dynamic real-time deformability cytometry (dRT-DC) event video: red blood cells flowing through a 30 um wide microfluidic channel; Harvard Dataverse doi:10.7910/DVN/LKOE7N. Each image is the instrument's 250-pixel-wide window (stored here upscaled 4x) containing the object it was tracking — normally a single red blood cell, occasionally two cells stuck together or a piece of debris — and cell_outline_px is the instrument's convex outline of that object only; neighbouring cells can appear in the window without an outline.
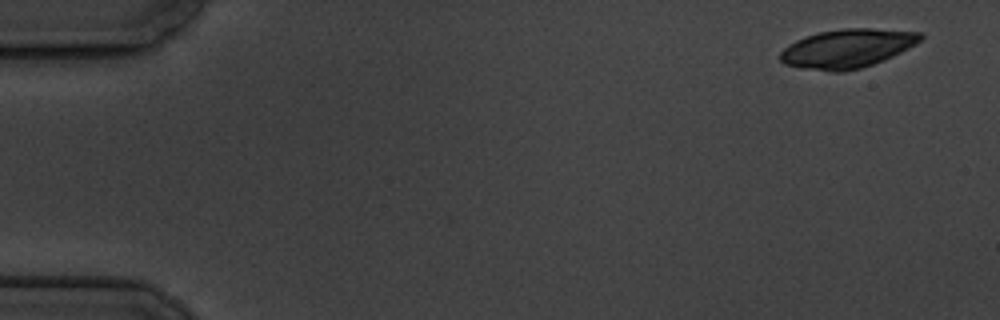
{"species": "common noctule bat (a hibernating species)", "species_latin": "Nyctalus noctula", "temperature_condition": "cold", "stored_images_in_passage": 5, "camera_frame_rate_fps": 3000, "um_per_image_px": 0.085, "animal": {"sex": "male", "body_mass_g": 19.5, "forearm_length_mm": 54.6}, "frame": {"image": 1, "passage_image": 1, "time_ms": 0.0, "image_size_px": [1000, 320], "cell_outline_px": [[924, 36], [916, 44], [884, 60], [860, 68], [844, 72], [832, 72], [800, 68], [784, 64], [780, 60], [780, 52], [788, 44], [804, 36], [820, 32], [840, 28], [872, 28], [924, 32]], "centroid_in_image_um": [72.01, 4.12], "position_along_channel_um": 13.0, "area_um2": 31.96}}